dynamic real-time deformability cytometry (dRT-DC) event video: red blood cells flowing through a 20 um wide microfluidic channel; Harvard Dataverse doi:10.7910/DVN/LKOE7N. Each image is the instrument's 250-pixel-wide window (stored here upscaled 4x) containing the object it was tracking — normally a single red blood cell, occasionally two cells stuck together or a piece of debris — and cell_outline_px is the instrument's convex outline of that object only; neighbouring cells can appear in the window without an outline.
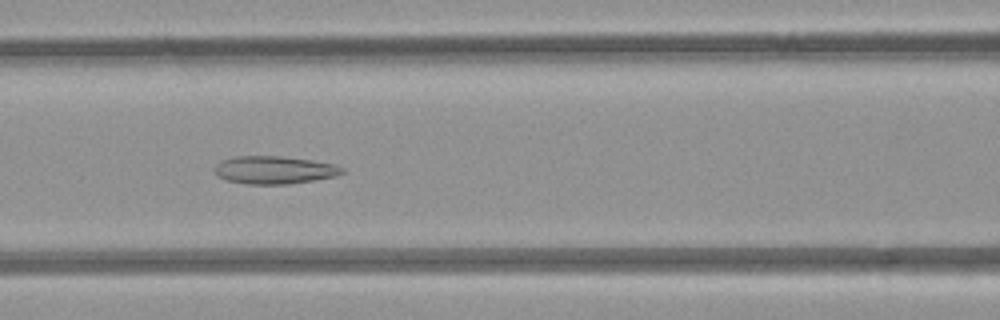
{"species": "common noctule bat (a hibernating species)", "species_latin": "Nyctalus noctula", "temperature_condition": "room temperature", "stored_images_in_passage": 7, "camera_frame_rate_fps": 3000, "um_per_image_px": 0.085, "animal": {"sex": "female", "body_mass_g": 21.9}, "frame": {"image": 1, "passage_image": 7, "time_ms": 6.667, "image_size_px": [1000, 320], "cell_outline_px": [[344, 172], [336, 176], [292, 184], [244, 184], [224, 180], [216, 176], [212, 172], [212, 168], [220, 160], [236, 156], [280, 156], [312, 160], [336, 164], [344, 168]], "centroid_in_image_um": [23.25, 14.45], "position_along_channel_um": 143.3, "area_um2": 21.15}}